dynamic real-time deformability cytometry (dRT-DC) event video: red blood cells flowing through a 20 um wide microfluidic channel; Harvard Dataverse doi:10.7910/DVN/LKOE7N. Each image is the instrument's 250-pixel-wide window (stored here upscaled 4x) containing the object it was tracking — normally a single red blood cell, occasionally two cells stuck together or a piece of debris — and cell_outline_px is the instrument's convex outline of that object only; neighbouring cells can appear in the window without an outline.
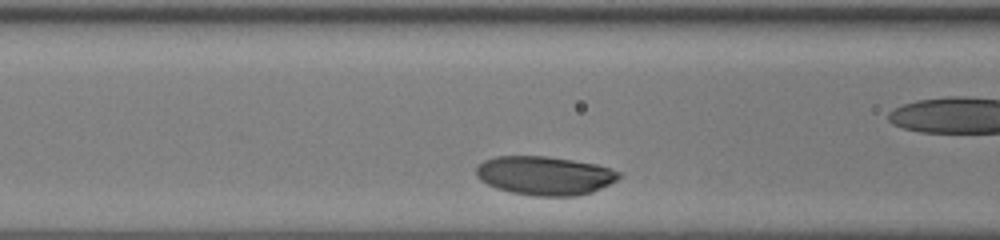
{"species": "human", "species_latin": "Homo sapiens", "temperature_condition": "room temperature", "stored_images_in_passage": 33, "camera_frame_rate_fps": 3000, "um_per_image_px": 0.085, "donor": {"sex": "female"}, "frame": {"image": 1, "passage_image": 10, "time_ms": 3.0, "image_size_px": [1000, 240], "cell_outline_px": [[620, 176], [616, 180], [592, 192], [576, 196], [532, 196], [512, 192], [496, 188], [480, 180], [476, 176], [476, 168], [484, 160], [496, 156], [548, 156], [596, 164], [612, 168], [620, 172]], "centroid_in_image_um": [46.29, 14.92], "position_along_channel_um": 120.3, "area_um2": 32.25}, "authors_computed_cell_mechanics": {"area_um2": 33.524, "velocity_mm_per_s": 3.4231, "shape_relaxation_time_tau1_ms": 1.2596, "shape_relaxation_time_tau2_ms": null, "deformation_change_tau1": 0.053, "deformation_change_tau2": null}}